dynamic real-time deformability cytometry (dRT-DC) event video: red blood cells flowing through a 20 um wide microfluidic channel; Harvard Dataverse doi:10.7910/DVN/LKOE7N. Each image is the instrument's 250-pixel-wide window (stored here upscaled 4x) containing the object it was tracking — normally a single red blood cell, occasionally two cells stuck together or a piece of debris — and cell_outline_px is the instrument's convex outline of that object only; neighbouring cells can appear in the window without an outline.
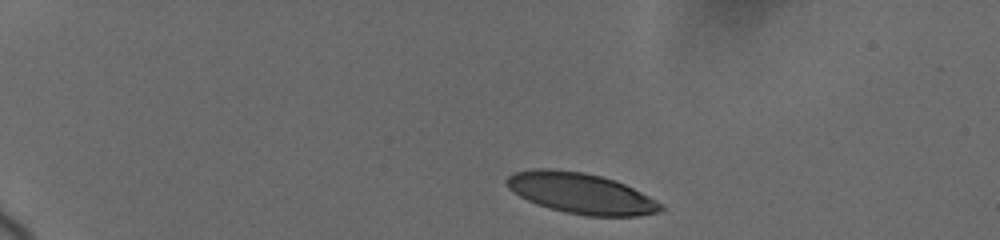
{"species": "human", "species_latin": "Homo sapiens", "temperature_condition": "cold", "stored_images_in_passage": 8, "camera_frame_rate_fps": 3000, "um_per_image_px": 0.085, "donor": {"sex": "female"}, "frame": {"image": 1, "passage_image": 1, "time_ms": 0.0, "image_size_px": [1000, 240], "cell_outline_px": [[664, 208], [660, 212], [636, 216], [588, 216], [564, 212], [548, 208], [536, 204], [512, 192], [508, 188], [504, 180], [512, 172], [532, 168], [552, 168], [584, 172], [600, 176], [624, 184], [664, 204]], "centroid_in_image_um": [49.33, 16.42], "position_along_channel_um": 35.7, "area_um2": 36.76}}
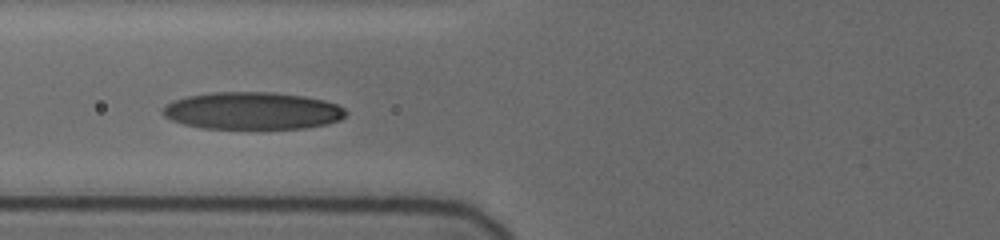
{"frame": {"image": 2, "passage_image": 6, "time_ms": 4.333, "image_size_px": [1000, 240], "cell_outline_px": [[348, 112], [340, 120], [328, 124], [304, 128], [260, 132], [200, 128], [184, 124], [172, 120], [164, 116], [160, 112], [160, 108], [164, 104], [172, 100], [188, 96], [212, 92], [276, 92], [304, 96], [324, 100], [336, 104], [344, 108]], "centroid_in_image_um": [21.43, 9.46], "position_along_channel_um": 104.4, "area_um2": 41.62}}
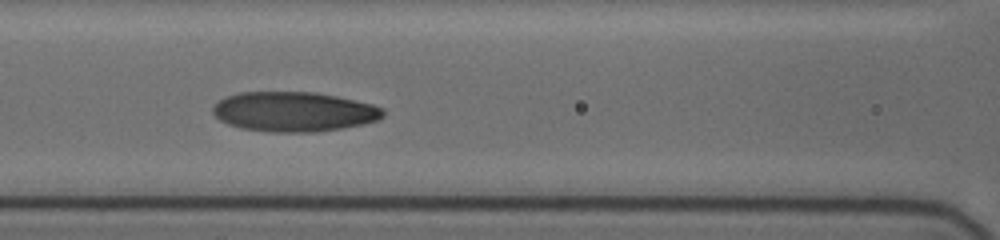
{"frame": {"image": 3, "passage_image": 7, "time_ms": 5.333, "image_size_px": [1000, 240], "cell_outline_px": [[384, 116], [380, 120], [364, 124], [316, 132], [268, 132], [240, 128], [228, 124], [220, 120], [212, 112], [212, 108], [224, 96], [240, 92], [316, 92], [336, 96], [372, 104], [384, 108]], "centroid_in_image_um": [24.99, 9.49], "position_along_channel_um": 141.6, "area_um2": 39.65}}